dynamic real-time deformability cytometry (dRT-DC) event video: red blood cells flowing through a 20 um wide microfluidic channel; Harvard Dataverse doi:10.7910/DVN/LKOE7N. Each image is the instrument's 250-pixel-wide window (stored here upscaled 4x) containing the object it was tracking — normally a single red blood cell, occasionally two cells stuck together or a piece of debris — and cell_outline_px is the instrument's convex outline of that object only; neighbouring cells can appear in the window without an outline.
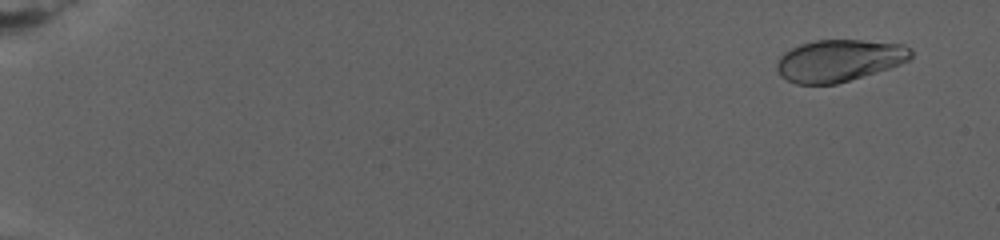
{"species": "human", "species_latin": "Homo sapiens", "temperature_condition": "warm", "stored_images_in_passage": 57, "camera_frame_rate_fps": 3000, "um_per_image_px": 0.085, "donor": {"sex": "female"}, "frame": {"image": 1, "passage_image": 2, "time_ms": 1.0, "image_size_px": [1000, 240], "cell_outline_px": [[912, 56], [908, 60], [900, 64], [888, 68], [836, 84], [796, 84], [780, 76], [776, 68], [776, 64], [780, 56], [784, 52], [800, 44], [816, 40], [860, 40], [904, 44], [912, 52]], "centroid_in_image_um": [71.29, 5.14], "position_along_channel_um": 13.7, "area_um2": 32.6}}
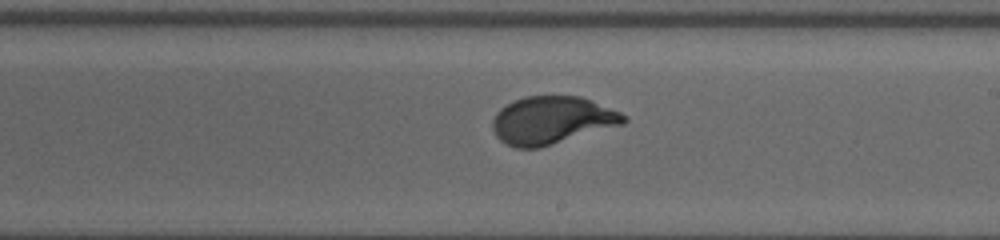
{"frame": {"image": 2, "passage_image": 33, "time_ms": 16.667, "image_size_px": [1000, 240], "cell_outline_px": [[628, 120], [624, 124], [540, 148], [516, 148], [500, 140], [496, 136], [492, 128], [492, 120], [496, 112], [500, 108], [524, 96], [580, 96], [592, 100], [620, 112], [628, 116]], "centroid_in_image_um": [46.92, 10.22], "position_along_channel_um": 242.1, "area_um2": 36.59}}
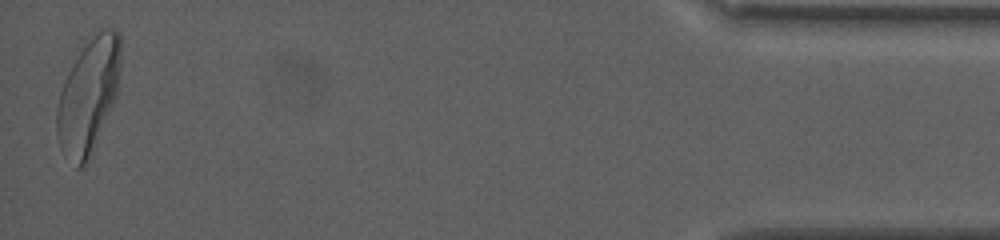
{"frame": {"image": 3, "passage_image": 57, "time_ms": 26.667, "image_size_px": [1000, 240], "cell_outline_px": [[120, 64], [116, 96], [88, 156], [84, 164], [80, 168], [76, 168], [60, 148], [56, 132], [56, 108], [60, 92], [68, 72], [72, 64], [80, 52], [96, 32], [104, 28], [116, 28], [120, 32]], "centroid_in_image_um": [7.5, 8.08], "position_along_channel_um": 427.7, "area_um2": 41.56}, "authors_computed_cell_mechanics": {"area_um2": 36.0094, "velocity_mm_per_s": 2.5977, "shape_relaxation_time_tau1_ms": 5.3906, "shape_relaxation_time_tau2_ms": null, "deformation_change_tau1": 0.211, "deformation_change_tau2": null}}